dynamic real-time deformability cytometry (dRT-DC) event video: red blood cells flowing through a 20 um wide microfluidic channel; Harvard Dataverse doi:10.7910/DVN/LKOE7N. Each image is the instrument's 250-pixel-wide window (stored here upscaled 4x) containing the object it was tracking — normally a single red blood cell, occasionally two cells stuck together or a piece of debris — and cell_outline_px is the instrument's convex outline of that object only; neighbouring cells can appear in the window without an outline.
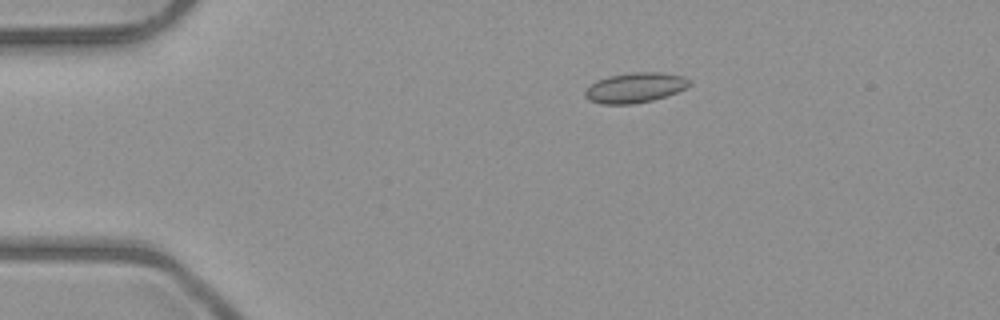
{"species": "common noctule bat (a hibernating species)", "species_latin": "Nyctalus noctula", "temperature_condition": "room temperature", "stored_images_in_passage": 6, "camera_frame_rate_fps": 3000, "um_per_image_px": 0.085, "animal": {"sex": "male", "body_mass_g": 23.1, "forearm_length_mm": 52.7}, "frame": {"image": 1, "passage_image": 4, "time_ms": 3.333, "image_size_px": [1000, 320], "cell_outline_px": [[692, 84], [688, 88], [652, 100], [632, 104], [600, 104], [588, 100], [584, 96], [584, 92], [596, 80], [608, 76], [636, 72], [660, 72], [680, 76], [692, 80]], "centroid_in_image_um": [53.98, 7.45], "position_along_channel_um": 31.0, "area_um2": 18.26}}
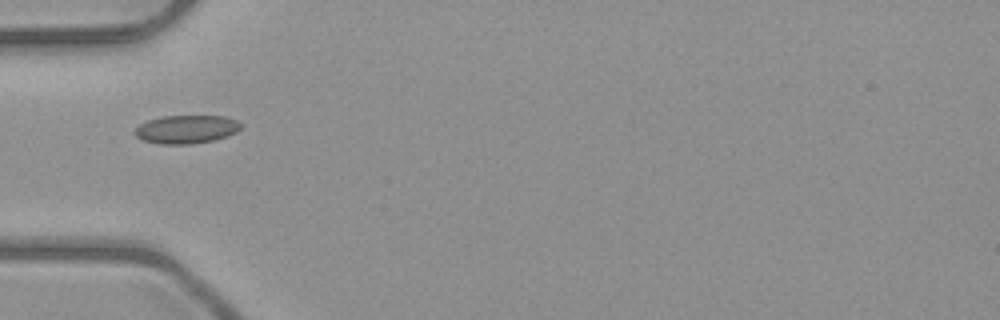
{"frame": {"image": 2, "passage_image": 6, "time_ms": 5.667, "image_size_px": [1000, 320], "cell_outline_px": [[240, 128], [236, 132], [228, 136], [212, 140], [192, 144], [160, 144], [144, 140], [136, 136], [132, 132], [140, 124], [148, 120], [164, 116], [224, 116], [236, 120], [240, 124]], "centroid_in_image_um": [15.82, 10.99], "position_along_channel_um": 69.2, "area_um2": 17.4}}